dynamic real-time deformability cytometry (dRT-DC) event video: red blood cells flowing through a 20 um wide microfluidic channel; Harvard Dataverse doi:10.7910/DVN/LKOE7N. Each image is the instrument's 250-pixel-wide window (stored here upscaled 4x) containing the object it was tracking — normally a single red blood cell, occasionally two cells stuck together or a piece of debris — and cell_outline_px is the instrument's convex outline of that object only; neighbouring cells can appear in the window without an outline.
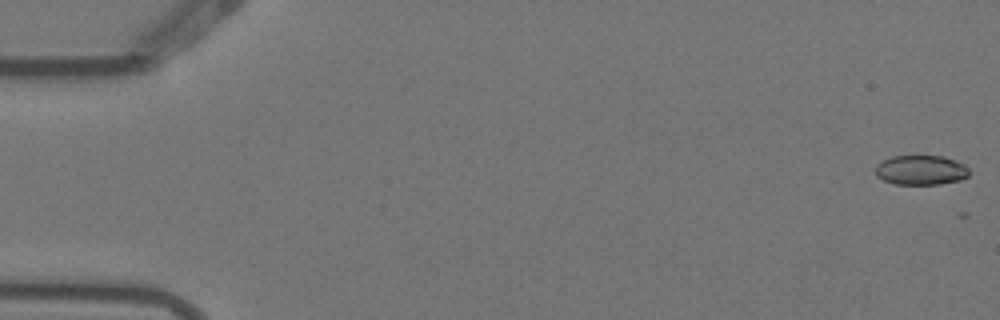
{"species": "Egyptian fruit bat (a non-hibernating species)", "species_latin": "Rousettus aegyptiacus", "temperature_condition": "warm", "stored_images_in_passage": 6, "camera_frame_rate_fps": 3000, "um_per_image_px": 0.085, "animal": {"sex": "female"}, "frame": {"image": 1, "passage_image": 1, "time_ms": 0.0, "image_size_px": [1000, 320], "cell_outline_px": [[968, 176], [960, 180], [940, 184], [896, 184], [884, 180], [876, 176], [876, 164], [892, 156], [944, 156], [964, 164], [968, 168]], "centroid_in_image_um": [78.28, 14.46], "position_along_channel_um": 6.7, "area_um2": 16.13}}